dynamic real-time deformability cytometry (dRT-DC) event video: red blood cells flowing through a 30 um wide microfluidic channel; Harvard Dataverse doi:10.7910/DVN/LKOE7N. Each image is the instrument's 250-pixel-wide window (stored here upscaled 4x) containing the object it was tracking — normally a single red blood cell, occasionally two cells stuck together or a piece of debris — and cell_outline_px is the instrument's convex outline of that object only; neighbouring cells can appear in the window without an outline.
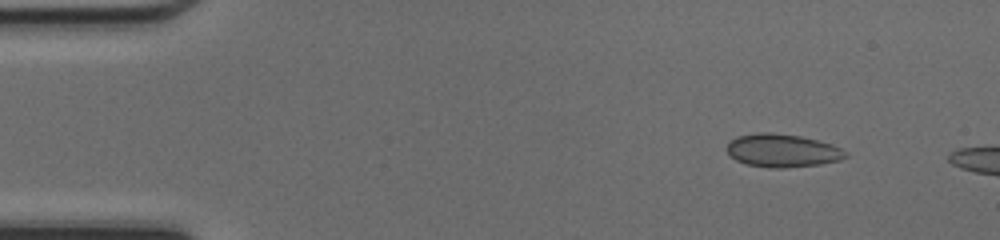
{"species": "common noctule bat (a hibernating species)", "species_latin": "Nyctalus noctula", "temperature_condition": "cold", "stored_images_in_passage": 11, "camera_frame_rate_fps": 3000, "um_per_image_px": 0.085, "animal": {"sex": "female", "body_mass_g": 17.0, "forearm_length_mm": 48.0}, "frame": {"image": 1, "passage_image": 1, "time_ms": 0.0, "image_size_px": [1000, 240], "cell_outline_px": [[848, 156], [840, 160], [820, 164], [784, 168], [768, 168], [744, 164], [736, 160], [728, 152], [728, 140], [736, 136], [760, 132], [772, 132], [800, 136], [832, 144], [840, 148]], "centroid_in_image_um": [66.47, 12.8], "position_along_channel_um": 18.5, "area_um2": 22.95}}